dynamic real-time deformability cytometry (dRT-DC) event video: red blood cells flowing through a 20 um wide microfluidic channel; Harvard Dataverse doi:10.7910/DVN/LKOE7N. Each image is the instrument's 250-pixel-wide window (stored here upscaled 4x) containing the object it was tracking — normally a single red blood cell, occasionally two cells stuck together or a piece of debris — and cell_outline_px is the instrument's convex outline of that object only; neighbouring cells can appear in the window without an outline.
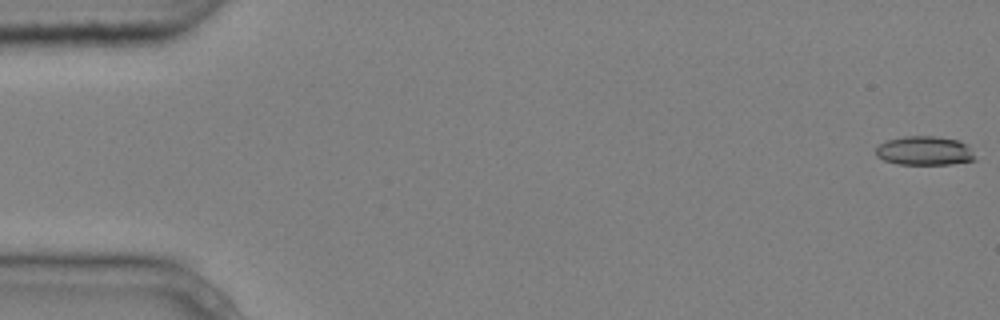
{"species": "common noctule bat (a hibernating species)", "species_latin": "Nyctalus noctula", "temperature_condition": "cold", "stored_images_in_passage": 6, "camera_frame_rate_fps": 3000, "um_per_image_px": 0.085, "animal": {"sex": "male", "body_mass_g": 20.4}, "frame": {"image": 1, "passage_image": 1, "time_ms": 0.0, "image_size_px": [1000, 320], "cell_outline_px": [[976, 160], [952, 164], [900, 164], [884, 160], [876, 156], [876, 148], [880, 144], [888, 140], [904, 136], [932, 136], [956, 140], [968, 144]], "centroid_in_image_um": [78.59, 12.82], "position_along_channel_um": 6.4, "area_um2": 16.65}}
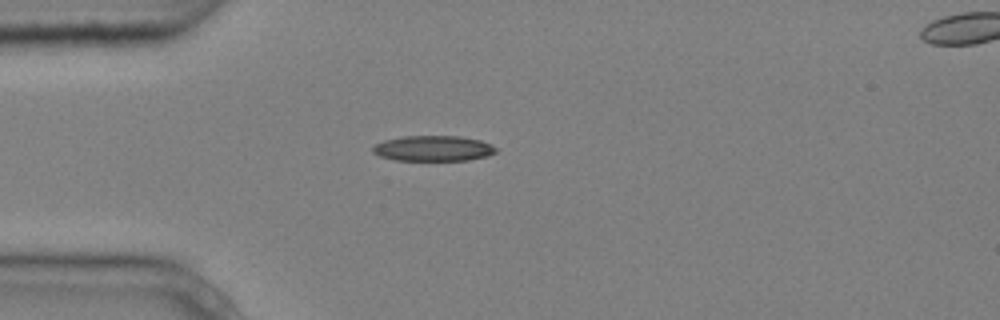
{"frame": {"image": 2, "passage_image": 5, "time_ms": 1.333, "image_size_px": [1000, 320], "cell_outline_px": [[496, 152], [484, 156], [468, 160], [396, 160], [380, 156], [372, 152], [372, 148], [376, 144], [384, 140], [404, 136], [460, 136], [480, 140], [496, 148]], "centroid_in_image_um": [36.79, 12.61], "position_along_channel_um": 48.2, "area_um2": 18.03}}